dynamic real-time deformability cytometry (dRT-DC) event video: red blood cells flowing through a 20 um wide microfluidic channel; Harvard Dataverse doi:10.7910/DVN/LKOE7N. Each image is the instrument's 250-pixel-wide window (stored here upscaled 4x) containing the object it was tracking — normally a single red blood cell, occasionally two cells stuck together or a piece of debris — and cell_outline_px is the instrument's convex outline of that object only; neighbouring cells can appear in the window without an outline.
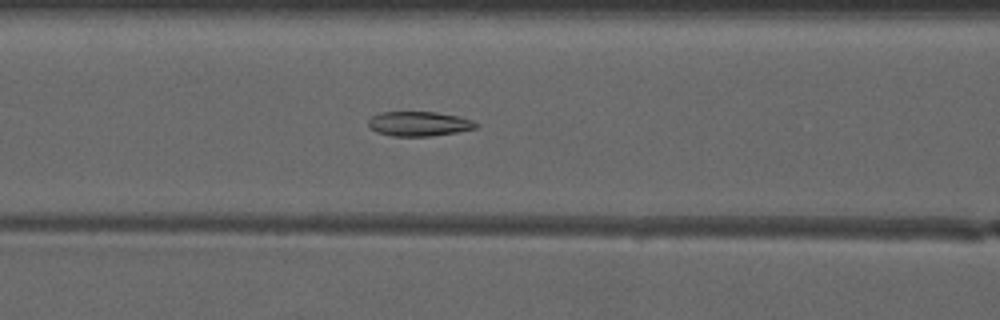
{"species": "common noctule bat (a hibernating species)", "species_latin": "Nyctalus noctula", "temperature_condition": "warm", "stored_images_in_passage": 51, "camera_frame_rate_fps": 3000, "um_per_image_px": 0.085, "animal": {"sex": "male", "forearm_length_mm": 52.5}, "frame": {"image": 1, "passage_image": 23, "time_ms": 7.333, "image_size_px": [1000, 320], "cell_outline_px": [[480, 124], [476, 128], [456, 132], [432, 136], [392, 136], [376, 132], [368, 128], [368, 120], [372, 116], [380, 112], [436, 112], [456, 116], [472, 120]], "centroid_in_image_um": [35.58, 10.52], "position_along_channel_um": 131.0, "area_um2": 15.49}}
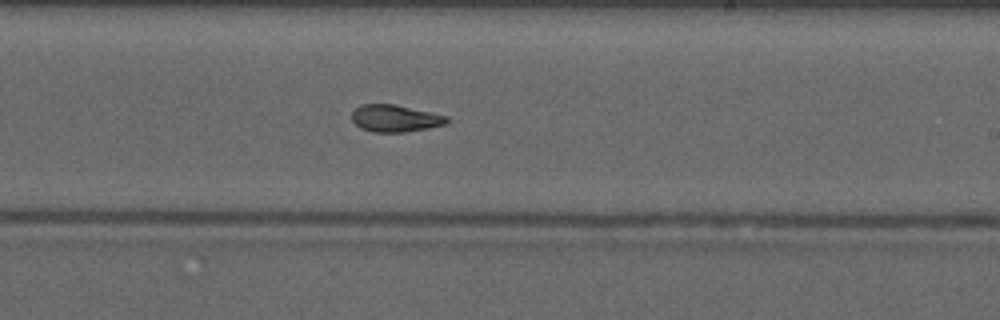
{"frame": {"image": 2, "passage_image": 32, "time_ms": 10.333, "image_size_px": [1000, 320], "cell_outline_px": [[448, 120], [444, 124], [428, 128], [404, 132], [372, 132], [360, 128], [352, 120], [352, 112], [360, 104], [392, 104], [448, 116]], "centroid_in_image_um": [33.54, 10.06], "position_along_channel_um": 255.5, "area_um2": 14.8}}
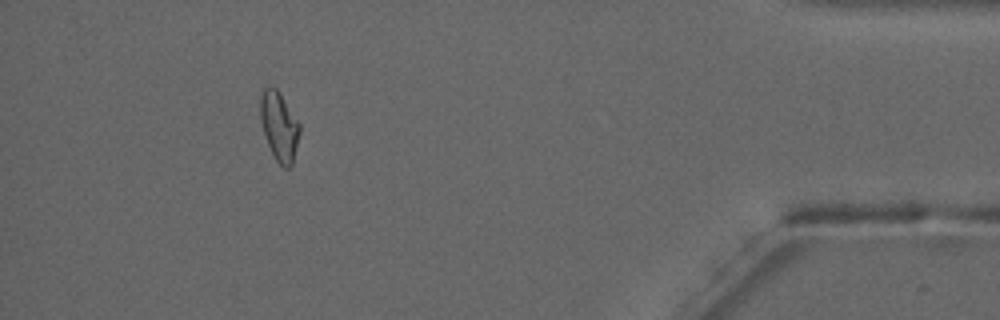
{"frame": {"image": 3, "passage_image": 47, "time_ms": 15.333, "image_size_px": [1000, 320], "cell_outline_px": [[300, 132], [292, 164], [288, 168], [284, 168], [276, 160], [268, 144], [260, 120], [260, 96], [264, 88], [268, 84], [272, 84], [280, 92], [300, 124]], "centroid_in_image_um": [23.72, 10.67], "position_along_channel_um": 411.5, "area_um2": 15.84}, "authors_computed_cell_mechanics": {"area_um2": 15.9528, "velocity_mm_per_s": 4.1573, "shape_relaxation_time_tau1_ms": null, "shape_relaxation_time_tau2_ms": 1.5649, "deformation_change_tau1": null, "deformation_change_tau2": 0.058}}